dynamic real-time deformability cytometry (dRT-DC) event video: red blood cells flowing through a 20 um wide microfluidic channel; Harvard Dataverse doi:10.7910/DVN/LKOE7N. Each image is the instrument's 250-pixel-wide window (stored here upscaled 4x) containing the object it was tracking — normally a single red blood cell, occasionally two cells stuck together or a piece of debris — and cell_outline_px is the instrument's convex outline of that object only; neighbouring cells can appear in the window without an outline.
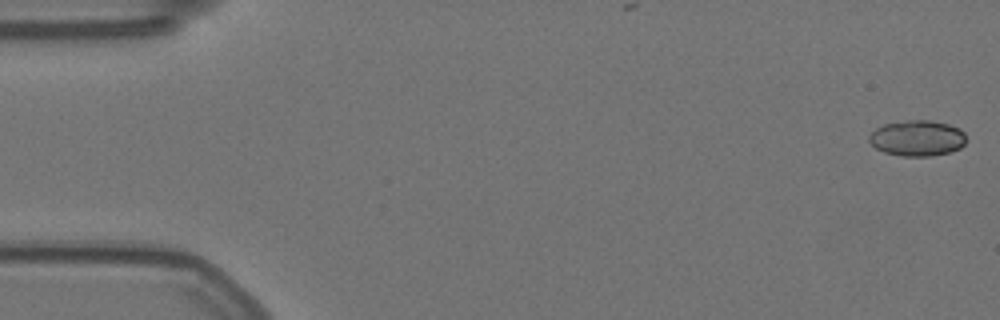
{"species": "Egyptian fruit bat (a non-hibernating species)", "species_latin": "Rousettus aegyptiacus", "temperature_condition": "warm", "stored_images_in_passage": 57, "camera_frame_rate_fps": 3000, "um_per_image_px": 0.085, "animal": {"sex": "female"}, "frame": {"image": 1, "passage_image": 1, "time_ms": 0.0, "image_size_px": [1000, 320], "cell_outline_px": [[964, 144], [960, 148], [948, 152], [932, 156], [900, 156], [884, 152], [876, 148], [868, 140], [868, 136], [876, 128], [884, 124], [908, 120], [932, 120], [948, 124], [960, 128], [964, 132]], "centroid_in_image_um": [77.95, 11.74], "position_along_channel_um": 7.0, "area_um2": 20.23}}
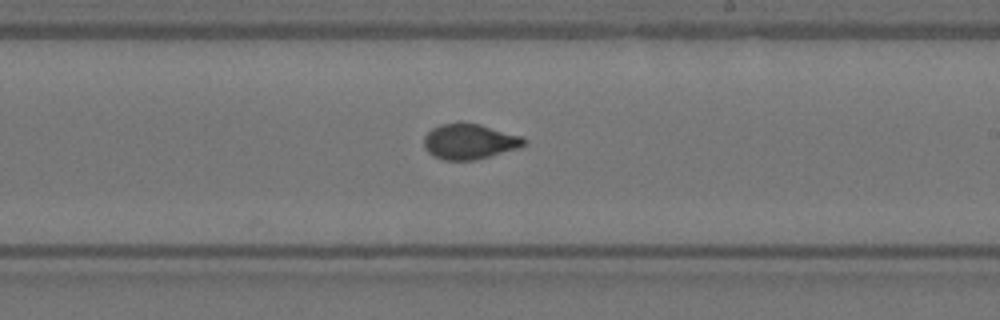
{"frame": {"image": 2, "passage_image": 33, "time_ms": 10.667, "image_size_px": [1000, 320], "cell_outline_px": [[528, 140], [520, 148], [472, 160], [444, 160], [432, 156], [424, 148], [424, 136], [432, 128], [440, 124], [460, 120], [480, 124], [524, 136]], "centroid_in_image_um": [39.9, 11.99], "position_along_channel_um": 249.1, "area_um2": 21.1}}
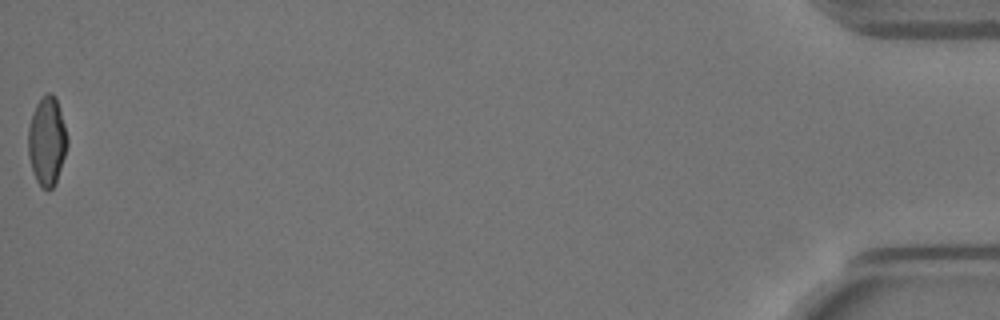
{"frame": {"image": 3, "passage_image": 57, "time_ms": 18.667, "image_size_px": [1000, 320], "cell_outline_px": [[68, 144], [56, 184], [48, 192], [40, 188], [36, 180], [28, 156], [28, 128], [32, 112], [36, 104], [48, 92], [52, 92], [56, 96], [68, 136]], "centroid_in_image_um": [4.0, 12.02], "position_along_channel_um": 431.2, "area_um2": 20.58}, "authors_computed_cell_mechanics": {"area_um2": 20.519, "velocity_mm_per_s": 3.5385, "shape_relaxation_time_tau1_ms": 7.3864, "shape_relaxation_time_tau2_ms": 0.6912, "deformation_change_tau1": 0.1628, "deformation_change_tau2": 0.0549}}